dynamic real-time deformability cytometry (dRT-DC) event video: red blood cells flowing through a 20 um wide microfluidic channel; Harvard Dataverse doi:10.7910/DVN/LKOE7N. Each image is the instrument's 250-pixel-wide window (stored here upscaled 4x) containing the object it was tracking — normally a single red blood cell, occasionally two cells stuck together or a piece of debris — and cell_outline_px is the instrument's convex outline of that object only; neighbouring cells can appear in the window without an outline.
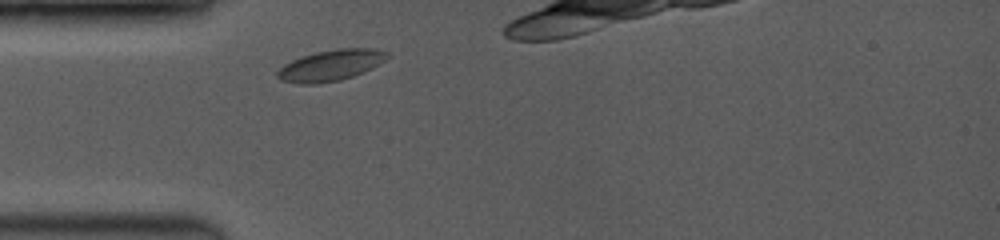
{"species": "common noctule bat (a hibernating species)", "species_latin": "Nyctalus noctula", "temperature_condition": "room temperature", "stored_images_in_passage": 1, "camera_frame_rate_fps": 3500, "um_per_image_px": 0.085, "animal": {"sex": "female", "body_mass_g": 19.0, "forearm_length_mm": 53.3}, "frame": {"image": 1, "passage_image": 1, "time_ms": 0.0, "image_size_px": [1000, 240], "cell_outline_px": [[388, 56], [384, 60], [352, 76], [340, 80], [312, 84], [300, 84], [284, 80], [276, 76], [276, 72], [284, 64], [300, 56], [316, 52], [336, 48], [376, 48], [388, 52]], "centroid_in_image_um": [28.07, 5.53], "position_along_channel_um": 56.9, "area_um2": 19.48}}